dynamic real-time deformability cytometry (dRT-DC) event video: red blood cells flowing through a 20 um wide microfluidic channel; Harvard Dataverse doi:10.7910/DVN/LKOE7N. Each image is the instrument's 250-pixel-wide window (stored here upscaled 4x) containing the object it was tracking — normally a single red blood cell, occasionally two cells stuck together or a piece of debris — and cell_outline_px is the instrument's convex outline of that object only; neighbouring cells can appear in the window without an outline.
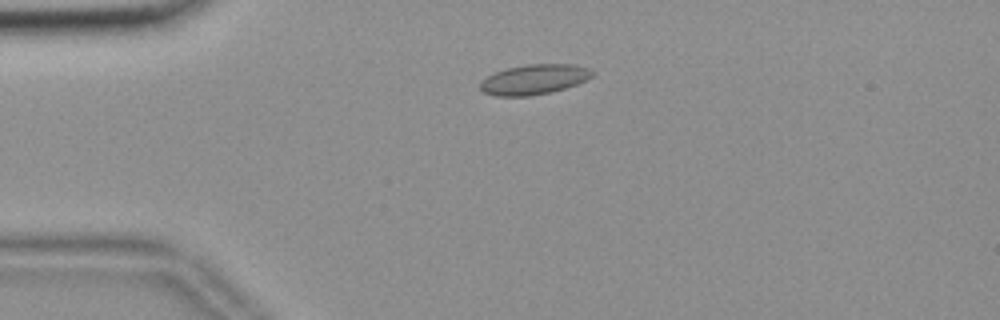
{"species": "common noctule bat (a hibernating species)", "species_latin": "Nyctalus noctula", "temperature_condition": "room temperature", "stored_images_in_passage": 54, "camera_frame_rate_fps": 3000, "um_per_image_px": 0.085, "animal": {"sex": "female", "body_mass_g": 18.4}, "frame": {"image": 1, "passage_image": 11, "time_ms": 3.333, "image_size_px": [1000, 320], "cell_outline_px": [[596, 72], [588, 80], [552, 92], [528, 96], [496, 96], [484, 92], [480, 88], [480, 84], [488, 76], [496, 72], [508, 68], [528, 64], [576, 64], [592, 68]], "centroid_in_image_um": [45.48, 6.74], "position_along_channel_um": 39.5, "area_um2": 19.65}}
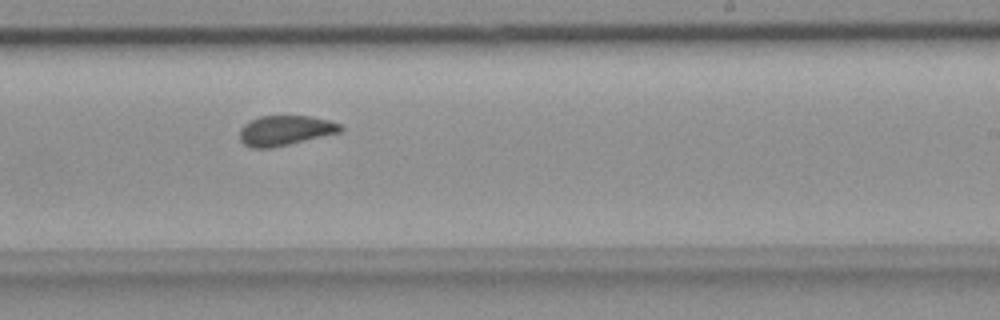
{"frame": {"image": 2, "passage_image": 32, "time_ms": 10.333, "image_size_px": [1000, 320], "cell_outline_px": [[344, 128], [340, 132], [272, 148], [252, 148], [244, 144], [240, 140], [240, 128], [244, 124], [260, 116], [312, 116], [328, 120], [340, 124]], "centroid_in_image_um": [24.23, 11.09], "position_along_channel_um": 264.8, "area_um2": 17.51}}
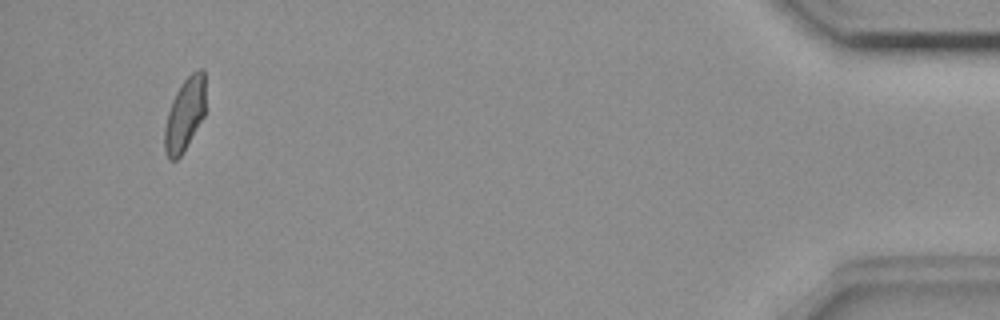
{"frame": {"image": 3, "passage_image": 51, "time_ms": 16.667, "image_size_px": [1000, 320], "cell_outline_px": [[204, 116], [180, 156], [176, 160], [168, 160], [164, 152], [164, 128], [168, 112], [172, 100], [176, 92], [184, 80], [192, 72], [200, 68], [204, 68]], "centroid_in_image_um": [15.68, 9.74], "position_along_channel_um": 419.5, "area_um2": 17.22}, "authors_computed_cell_mechanics": {"area_um2": 18.207, "velocity_mm_per_s": 3.6239, "shape_relaxation_time_tau1_ms": null, "shape_relaxation_time_tau2_ms": 0.9137, "deformation_change_tau1": null, "deformation_change_tau2": 0.0674}}